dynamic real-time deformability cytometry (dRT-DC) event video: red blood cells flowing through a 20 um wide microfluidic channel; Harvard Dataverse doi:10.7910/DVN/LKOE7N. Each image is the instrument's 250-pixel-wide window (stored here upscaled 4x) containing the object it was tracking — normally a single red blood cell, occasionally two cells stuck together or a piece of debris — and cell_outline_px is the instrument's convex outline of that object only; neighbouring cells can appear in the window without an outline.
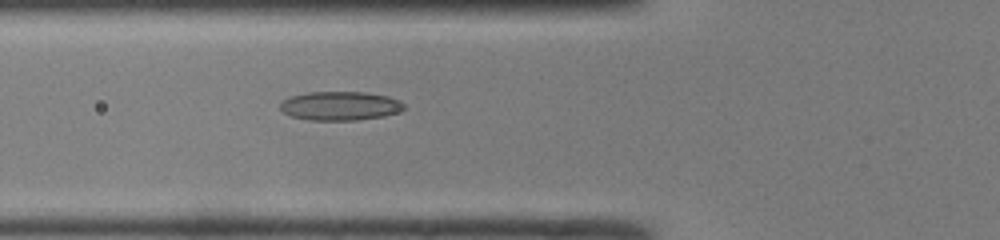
{"species": "common noctule bat (a hibernating species)", "species_latin": "Nyctalus noctula", "temperature_condition": "room temperature", "stored_images_in_passage": 42, "camera_frame_rate_fps": 3000, "um_per_image_px": 0.085, "animal": {"sex": "male", "body_mass_g": 19.0, "forearm_length_mm": 50.8}, "frame": {"image": 1, "passage_image": 13, "time_ms": 4.0, "image_size_px": [1000, 240], "cell_outline_px": [[404, 108], [396, 112], [384, 116], [356, 120], [308, 120], [292, 116], [284, 112], [280, 108], [280, 100], [288, 96], [308, 92], [364, 92], [388, 96], [400, 100], [404, 104]], "centroid_in_image_um": [28.87, 8.99], "position_along_channel_um": 96.9, "area_um2": 20.92}}
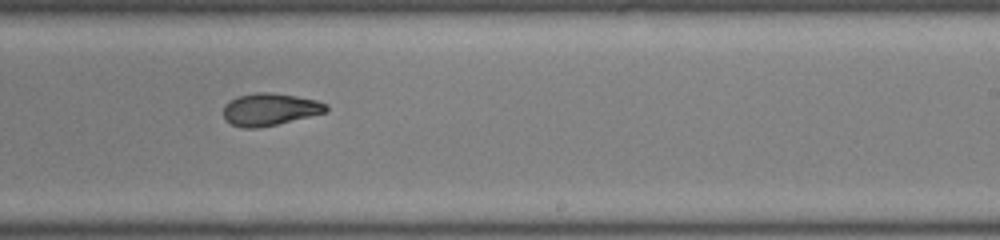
{"frame": {"image": 2, "passage_image": 25, "time_ms": 8.0, "image_size_px": [1000, 240], "cell_outline_px": [[328, 112], [276, 124], [256, 128], [244, 128], [232, 124], [224, 120], [224, 104], [236, 96], [256, 92], [268, 92], [296, 96], [316, 100], [328, 104]], "centroid_in_image_um": [22.93, 9.29], "position_along_channel_um": 266.1, "area_um2": 19.36}}
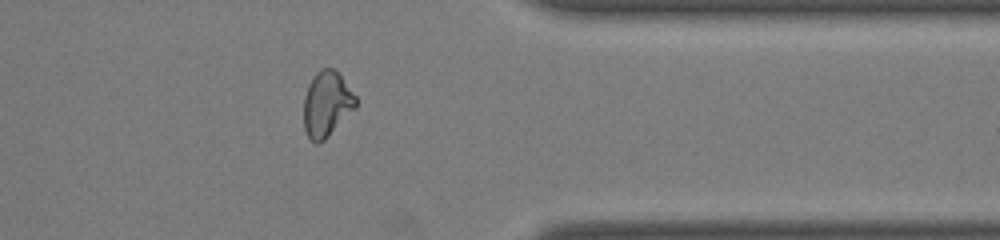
{"frame": {"image": 3, "passage_image": 34, "time_ms": 11.0, "image_size_px": [1000, 240], "cell_outline_px": [[356, 108], [324, 140], [316, 144], [308, 136], [304, 128], [304, 96], [308, 84], [312, 76], [320, 68], [332, 68], [340, 76], [356, 96]], "centroid_in_image_um": [27.76, 8.84], "position_along_channel_um": 383.6, "area_um2": 19.71}, "authors_computed_cell_mechanics": {"area_um2": 19.9699, "velocity_mm_per_s": 4.2358, "shape_relaxation_time_tau1_ms": 7.405, "shape_relaxation_time_tau2_ms": 1.6707, "deformation_change_tau1": 0.1856, "deformation_change_tau2": 0.0767}}